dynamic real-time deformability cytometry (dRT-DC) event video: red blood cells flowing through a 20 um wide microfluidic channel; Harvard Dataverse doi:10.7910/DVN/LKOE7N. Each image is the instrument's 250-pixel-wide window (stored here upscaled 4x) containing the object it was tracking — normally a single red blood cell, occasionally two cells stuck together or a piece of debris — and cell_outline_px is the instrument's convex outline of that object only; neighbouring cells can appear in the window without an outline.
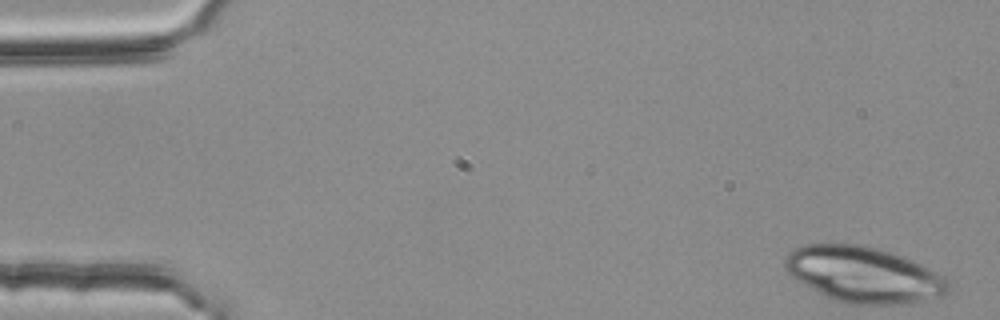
{"species": "common noctule bat (a hibernating species)", "species_latin": "Nyctalus noctula", "temperature_condition": "room temperature", "stored_images_in_passage": 50, "camera_frame_rate_fps": 3000, "um_per_image_px": 0.085, "animal": {"sex": "female", "body_mass_g": 25.1}, "frame": {"image": 1, "passage_image": 1, "time_ms": 0.0, "image_size_px": [1000, 320], "cell_outline_px": [[952, 292], [944, 296], [900, 304], [848, 304], [824, 296], [804, 284], [792, 276], [784, 268], [784, 260], [788, 252], [796, 248], [808, 244], [860, 244], [892, 252], [904, 256], [944, 276], [948, 280], [952, 288]], "centroid_in_image_um": [73.44, 23.34], "position_along_channel_um": 11.6, "area_um2": 53.18}}
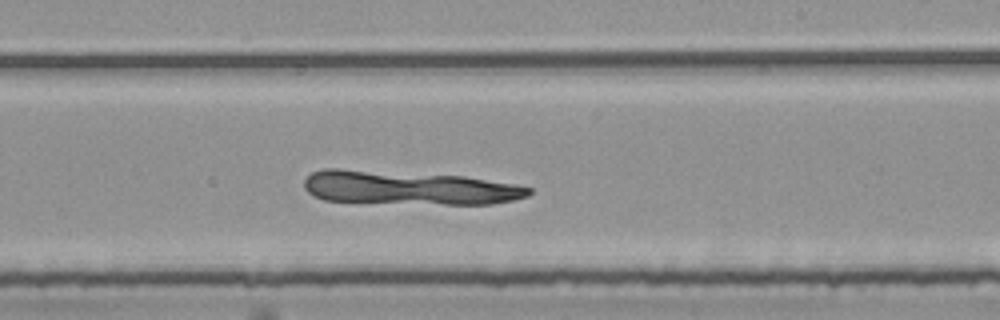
{"frame": {"image": 2, "passage_image": 31, "time_ms": 10.0, "image_size_px": [1000, 320], "cell_outline_px": [[532, 192], [528, 196], [512, 200], [492, 204], [444, 204], [324, 200], [312, 196], [304, 188], [304, 180], [312, 172], [324, 168], [340, 168], [464, 176], [516, 184], [532, 188]], "centroid_in_image_um": [34.74, 15.95], "position_along_channel_um": 254.3, "area_um2": 44.27}}
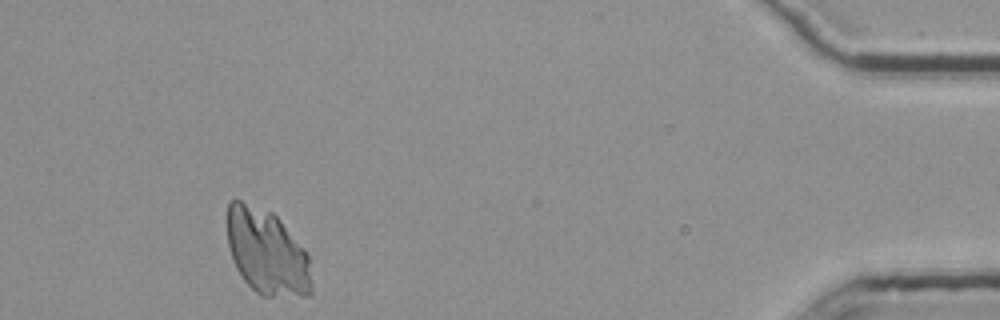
{"frame": {"image": 3, "passage_image": 49, "time_ms": 16.0, "image_size_px": [1000, 320], "cell_outline_px": [[312, 296], [260, 296], [244, 280], [236, 268], [228, 244], [228, 204], [232, 200], [240, 200], [272, 212], [280, 220], [304, 248], [308, 256], [312, 284]], "centroid_in_image_um": [22.71, 21.46], "position_along_channel_um": 412.5, "area_um2": 41.96}}